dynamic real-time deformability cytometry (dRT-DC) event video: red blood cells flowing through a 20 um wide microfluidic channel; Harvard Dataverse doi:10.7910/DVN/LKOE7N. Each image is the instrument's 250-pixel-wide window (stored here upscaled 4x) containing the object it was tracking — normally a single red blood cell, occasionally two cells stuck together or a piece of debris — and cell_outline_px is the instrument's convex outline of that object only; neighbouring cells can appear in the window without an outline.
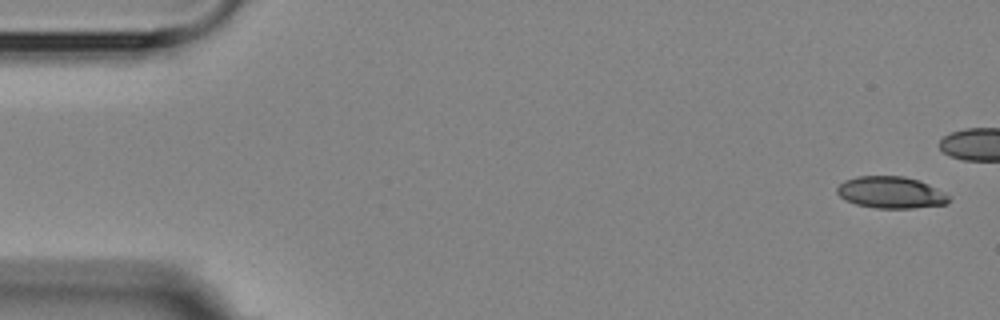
{"species": "Egyptian fruit bat (a non-hibernating species)", "species_latin": "Rousettus aegyptiacus", "temperature_condition": "room temperature", "stored_images_in_passage": 5, "camera_frame_rate_fps": 3000, "um_per_image_px": 0.085, "animal": {"sex": "female"}, "frame": {"image": 1, "passage_image": 1, "time_ms": 0.0, "image_size_px": [1000, 320], "cell_outline_px": [[952, 200], [948, 204], [912, 208], [876, 208], [856, 204], [840, 196], [836, 192], [836, 188], [844, 180], [856, 176], [904, 176], [920, 180], [952, 196]], "centroid_in_image_um": [75.77, 16.35], "position_along_channel_um": 9.2, "area_um2": 20.87}}